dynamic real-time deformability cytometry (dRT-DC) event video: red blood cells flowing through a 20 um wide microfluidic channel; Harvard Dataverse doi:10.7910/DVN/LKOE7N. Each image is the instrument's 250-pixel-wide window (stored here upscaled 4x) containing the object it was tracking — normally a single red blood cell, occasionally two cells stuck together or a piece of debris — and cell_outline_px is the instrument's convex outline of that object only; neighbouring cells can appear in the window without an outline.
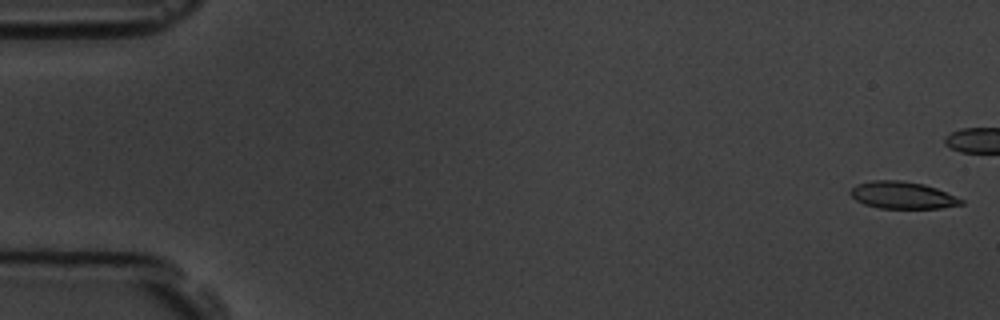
{"species": "common noctule bat (a hibernating species)", "species_latin": "Nyctalus noctula", "temperature_condition": "room temperature", "stored_images_in_passage": 45, "camera_frame_rate_fps": 3000, "um_per_image_px": 0.085, "animal": {"sex": "male", "body_mass_g": 19.5, "forearm_length_mm": 54.6}, "frame": {"image": 1, "passage_image": 2, "time_ms": 0.333, "image_size_px": [1000, 320], "cell_outline_px": [[964, 204], [940, 208], [880, 208], [864, 204], [856, 200], [848, 192], [856, 184], [872, 180], [900, 180], [924, 184], [936, 188], [964, 200]], "centroid_in_image_um": [76.69, 16.59], "position_along_channel_um": 8.3, "area_um2": 17.46}}
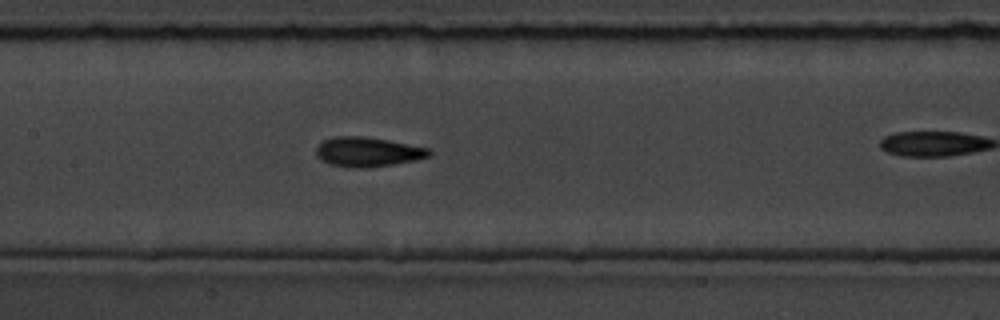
{"frame": {"image": 2, "passage_image": 28, "time_ms": 9.0, "image_size_px": [1000, 320], "cell_outline_px": [[432, 156], [416, 160], [368, 168], [352, 168], [328, 164], [320, 160], [316, 156], [316, 148], [324, 140], [336, 136], [360, 136], [388, 140], [428, 148], [432, 152]], "centroid_in_image_um": [31.25, 12.92], "position_along_channel_um": 176.2, "area_um2": 19.54}}
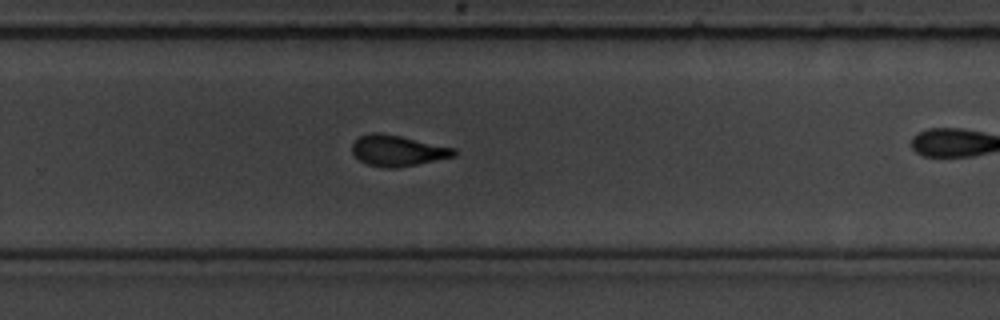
{"frame": {"image": 3, "passage_image": 38, "time_ms": 12.333, "image_size_px": [1000, 320], "cell_outline_px": [[456, 156], [400, 168], [388, 168], [368, 164], [360, 160], [352, 152], [352, 144], [360, 136], [372, 132], [384, 132], [456, 148]], "centroid_in_image_um": [33.83, 12.79], "position_along_channel_um": 296.0, "area_um2": 18.5}}